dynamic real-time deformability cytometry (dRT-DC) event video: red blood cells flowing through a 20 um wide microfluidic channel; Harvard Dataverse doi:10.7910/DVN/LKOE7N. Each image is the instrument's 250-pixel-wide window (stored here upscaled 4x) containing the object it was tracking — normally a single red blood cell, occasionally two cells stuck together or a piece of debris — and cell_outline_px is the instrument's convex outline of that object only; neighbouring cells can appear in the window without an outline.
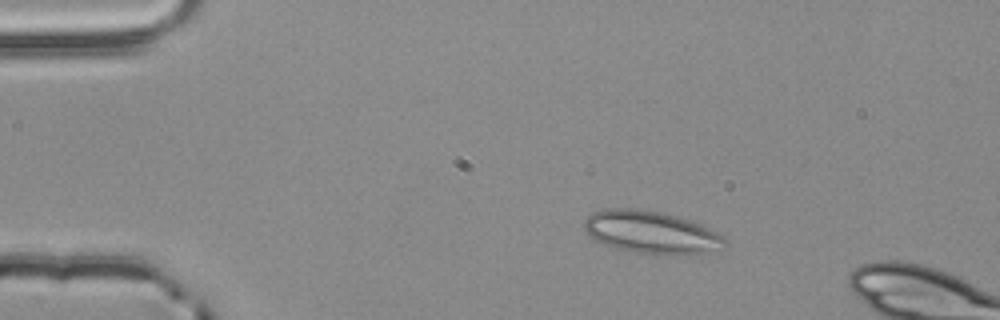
{"species": "common noctule bat (a hibernating species)", "species_latin": "Nyctalus noctula", "temperature_condition": "room temperature", "stored_images_in_passage": 16, "camera_frame_rate_fps": 3000, "um_per_image_px": 0.085, "animal": {"sex": "male", "body_mass_g": 20.4}, "frame": {"image": 1, "passage_image": 10, "time_ms": 3.0, "image_size_px": [1000, 320], "cell_outline_px": [[728, 244], [724, 248], [704, 252], [676, 256], [652, 256], [632, 252], [616, 248], [604, 244], [588, 236], [584, 232], [584, 220], [588, 216], [604, 208], [636, 208], [660, 212], [676, 216], [688, 220], [708, 228], [724, 236]], "centroid_in_image_um": [55.34, 19.78], "position_along_channel_um": 29.7, "area_um2": 35.37}}